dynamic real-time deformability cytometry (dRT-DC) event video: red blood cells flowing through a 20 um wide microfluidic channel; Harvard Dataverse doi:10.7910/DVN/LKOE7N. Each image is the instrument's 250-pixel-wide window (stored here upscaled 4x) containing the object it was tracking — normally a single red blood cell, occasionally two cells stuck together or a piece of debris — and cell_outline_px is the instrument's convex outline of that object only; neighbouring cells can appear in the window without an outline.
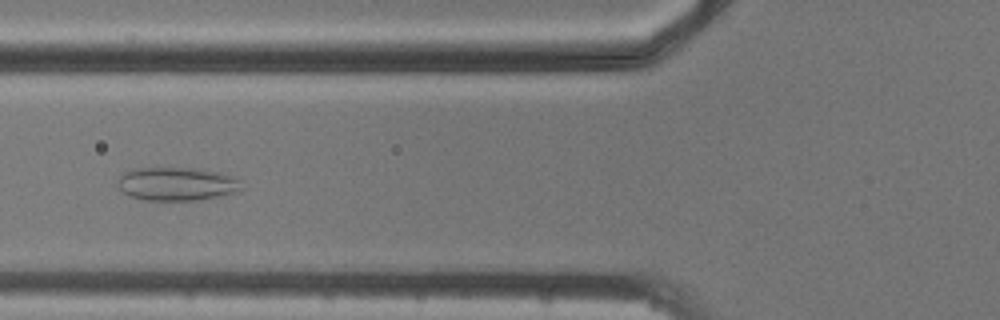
{"species": "common noctule bat (a hibernating species)", "species_latin": "Nyctalus noctula", "temperature_condition": "cold", "stored_images_in_passage": 8, "camera_frame_rate_fps": 3000, "um_per_image_px": 0.085, "animal": {"sex": "male", "body_mass_g": 20.5, "forearm_length_mm": 52.5}, "frame": {"image": 1, "passage_image": 5, "time_ms": 6.667, "image_size_px": [1000, 320], "cell_outline_px": [[244, 188], [236, 192], [196, 200], [148, 200], [128, 196], [116, 184], [120, 176], [124, 172], [132, 168], [196, 168], [220, 172], [232, 176]], "centroid_in_image_um": [14.99, 15.62], "position_along_channel_um": 110.8, "area_um2": 23.99}}